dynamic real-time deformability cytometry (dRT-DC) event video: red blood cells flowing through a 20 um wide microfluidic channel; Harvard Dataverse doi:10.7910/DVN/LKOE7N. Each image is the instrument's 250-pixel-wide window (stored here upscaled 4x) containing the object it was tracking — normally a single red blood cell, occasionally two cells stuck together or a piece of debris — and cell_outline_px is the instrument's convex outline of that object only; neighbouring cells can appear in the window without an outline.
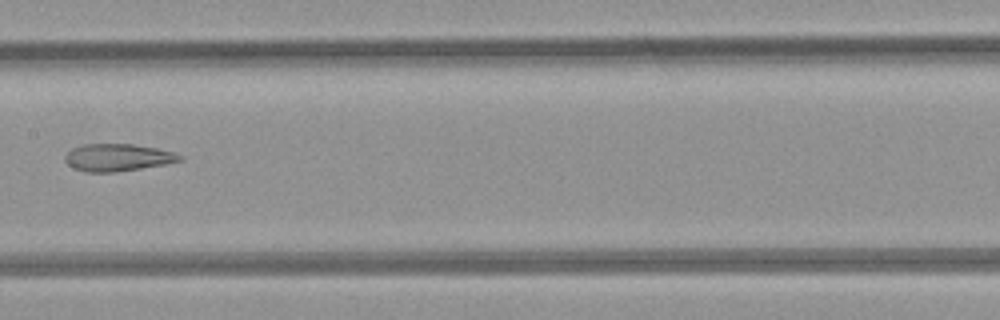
{"species": "common noctule bat (a hibernating species)", "species_latin": "Nyctalus noctula", "temperature_condition": "room temperature", "stored_images_in_passage": 6, "camera_frame_rate_fps": 3000, "um_per_image_px": 0.085, "animal": {"sex": "female", "body_mass_g": 21.9}, "frame": {"image": 1, "passage_image": 6, "time_ms": 5.667, "image_size_px": [1000, 320], "cell_outline_px": [[184, 160], [164, 164], [140, 168], [112, 172], [84, 172], [72, 168], [64, 160], [64, 156], [72, 148], [84, 144], [132, 144], [156, 148], [172, 152], [184, 156]], "centroid_in_image_um": [9.97, 13.38], "position_along_channel_um": 197.4, "area_um2": 18.21}}